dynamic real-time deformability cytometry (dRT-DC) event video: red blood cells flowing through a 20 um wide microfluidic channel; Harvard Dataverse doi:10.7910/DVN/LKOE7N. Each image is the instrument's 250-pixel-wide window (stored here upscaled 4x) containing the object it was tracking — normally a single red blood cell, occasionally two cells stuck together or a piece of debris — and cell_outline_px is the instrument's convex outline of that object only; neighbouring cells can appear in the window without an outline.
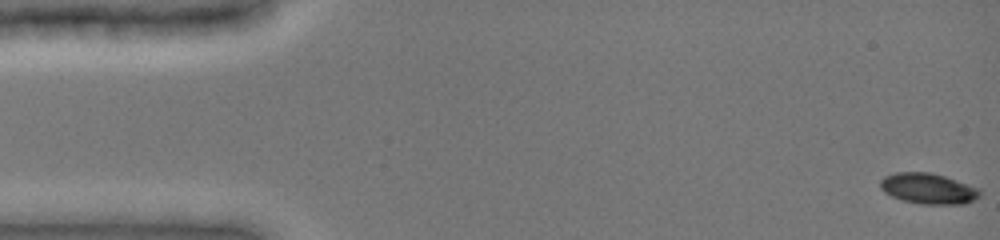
{"species": "common noctule bat (a hibernating species)", "species_latin": "Nyctalus noctula", "temperature_condition": "cold", "stored_images_in_passage": 49, "camera_frame_rate_fps": 3000, "um_per_image_px": 0.085, "animal": {"sex": "female", "body_mass_g": 19.0, "forearm_length_mm": 51.5}, "frame": {"image": 1, "passage_image": 1, "time_ms": 0.0, "image_size_px": [1000, 240], "cell_outline_px": [[980, 196], [964, 204], [920, 204], [904, 200], [892, 196], [884, 192], [880, 188], [880, 180], [884, 176], [896, 172], [932, 172], [980, 188]], "centroid_in_image_um": [78.89, 16.02], "position_along_channel_um": 6.1, "area_um2": 17.8}}
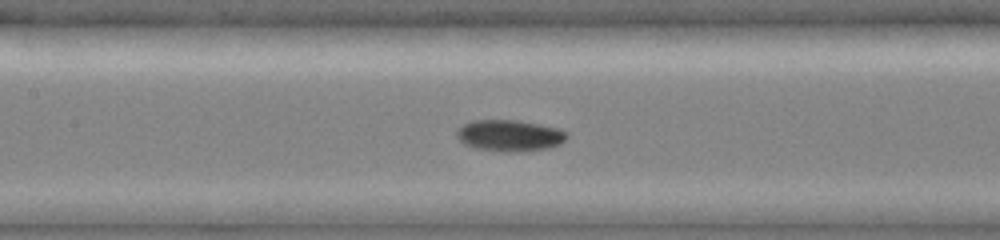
{"frame": {"image": 2, "passage_image": 23, "time_ms": 7.333, "image_size_px": [1000, 240], "cell_outline_px": [[568, 136], [560, 144], [548, 148], [528, 152], [500, 152], [476, 148], [464, 144], [456, 136], [456, 132], [464, 124], [472, 120], [520, 120], [540, 124], [556, 128], [568, 132]], "centroid_in_image_um": [43.33, 11.53], "position_along_channel_um": 164.1, "area_um2": 20.4}}
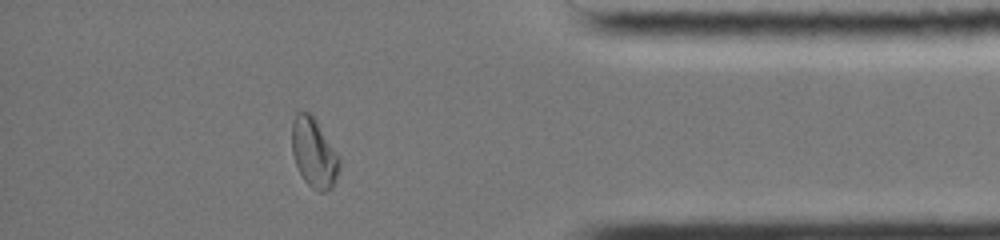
{"frame": {"image": 3, "passage_image": 43, "time_ms": 14.0, "image_size_px": [1000, 240], "cell_outline_px": [[340, 168], [336, 180], [332, 188], [328, 192], [316, 192], [304, 180], [296, 164], [292, 152], [292, 120], [296, 112], [312, 112], [340, 156]], "centroid_in_image_um": [26.71, 12.99], "position_along_channel_um": 408.5, "area_um2": 19.71}, "authors_computed_cell_mechanics": {"area_um2": 18.7272, "velocity_mm_per_s": 3.9255, "shape_relaxation_time_tau1_ms": 6.8814, "shape_relaxation_time_tau2_ms": null, "deformation_change_tau1": 0.1811, "deformation_change_tau2": null}}